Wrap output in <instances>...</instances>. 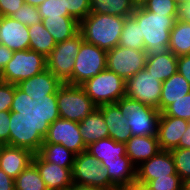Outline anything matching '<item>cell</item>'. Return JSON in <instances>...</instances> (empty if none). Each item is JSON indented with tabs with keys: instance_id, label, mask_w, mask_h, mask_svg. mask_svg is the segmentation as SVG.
<instances>
[{
	"instance_id": "6da1fadb",
	"label": "cell",
	"mask_w": 190,
	"mask_h": 190,
	"mask_svg": "<svg viewBox=\"0 0 190 190\" xmlns=\"http://www.w3.org/2000/svg\"><path fill=\"white\" fill-rule=\"evenodd\" d=\"M58 118L60 115L57 94L33 100L15 85V95L10 108V122H27L45 138L50 124Z\"/></svg>"
},
{
	"instance_id": "7a4b0ae2",
	"label": "cell",
	"mask_w": 190,
	"mask_h": 190,
	"mask_svg": "<svg viewBox=\"0 0 190 190\" xmlns=\"http://www.w3.org/2000/svg\"><path fill=\"white\" fill-rule=\"evenodd\" d=\"M86 151L106 167L110 180L118 188L124 189L136 180V166L126 155V143L109 137L90 144Z\"/></svg>"
},
{
	"instance_id": "3957f363",
	"label": "cell",
	"mask_w": 190,
	"mask_h": 190,
	"mask_svg": "<svg viewBox=\"0 0 190 190\" xmlns=\"http://www.w3.org/2000/svg\"><path fill=\"white\" fill-rule=\"evenodd\" d=\"M131 16L140 25L147 55H159L169 51L170 33L178 15H161L140 7Z\"/></svg>"
},
{
	"instance_id": "277c9868",
	"label": "cell",
	"mask_w": 190,
	"mask_h": 190,
	"mask_svg": "<svg viewBox=\"0 0 190 190\" xmlns=\"http://www.w3.org/2000/svg\"><path fill=\"white\" fill-rule=\"evenodd\" d=\"M125 19L122 16L89 13L79 22V32L85 42L108 51L119 45Z\"/></svg>"
},
{
	"instance_id": "5b68a950",
	"label": "cell",
	"mask_w": 190,
	"mask_h": 190,
	"mask_svg": "<svg viewBox=\"0 0 190 190\" xmlns=\"http://www.w3.org/2000/svg\"><path fill=\"white\" fill-rule=\"evenodd\" d=\"M126 116L132 136H157L161 112L139 101L122 97L115 103Z\"/></svg>"
},
{
	"instance_id": "8992f818",
	"label": "cell",
	"mask_w": 190,
	"mask_h": 190,
	"mask_svg": "<svg viewBox=\"0 0 190 190\" xmlns=\"http://www.w3.org/2000/svg\"><path fill=\"white\" fill-rule=\"evenodd\" d=\"M57 104L60 118L77 123L98 107L82 86L67 83H63L57 90Z\"/></svg>"
},
{
	"instance_id": "52a82bcc",
	"label": "cell",
	"mask_w": 190,
	"mask_h": 190,
	"mask_svg": "<svg viewBox=\"0 0 190 190\" xmlns=\"http://www.w3.org/2000/svg\"><path fill=\"white\" fill-rule=\"evenodd\" d=\"M47 69V58L34 50L14 51L13 57L0 73V81L17 85Z\"/></svg>"
},
{
	"instance_id": "ba28073f",
	"label": "cell",
	"mask_w": 190,
	"mask_h": 190,
	"mask_svg": "<svg viewBox=\"0 0 190 190\" xmlns=\"http://www.w3.org/2000/svg\"><path fill=\"white\" fill-rule=\"evenodd\" d=\"M126 81L107 68L81 86L97 105L114 104L125 97Z\"/></svg>"
},
{
	"instance_id": "9c48e42d",
	"label": "cell",
	"mask_w": 190,
	"mask_h": 190,
	"mask_svg": "<svg viewBox=\"0 0 190 190\" xmlns=\"http://www.w3.org/2000/svg\"><path fill=\"white\" fill-rule=\"evenodd\" d=\"M71 171L74 184L88 185L103 190H114L118 188L110 180L106 167L88 151L75 155Z\"/></svg>"
},
{
	"instance_id": "30bf717a",
	"label": "cell",
	"mask_w": 190,
	"mask_h": 190,
	"mask_svg": "<svg viewBox=\"0 0 190 190\" xmlns=\"http://www.w3.org/2000/svg\"><path fill=\"white\" fill-rule=\"evenodd\" d=\"M83 42L82 34L78 32L72 38L57 43L47 57V70L62 83L72 85V72L76 54Z\"/></svg>"
},
{
	"instance_id": "8fae6325",
	"label": "cell",
	"mask_w": 190,
	"mask_h": 190,
	"mask_svg": "<svg viewBox=\"0 0 190 190\" xmlns=\"http://www.w3.org/2000/svg\"><path fill=\"white\" fill-rule=\"evenodd\" d=\"M107 51L96 45L83 42L76 54L72 72V85H82L106 69Z\"/></svg>"
},
{
	"instance_id": "7c38bea8",
	"label": "cell",
	"mask_w": 190,
	"mask_h": 190,
	"mask_svg": "<svg viewBox=\"0 0 190 190\" xmlns=\"http://www.w3.org/2000/svg\"><path fill=\"white\" fill-rule=\"evenodd\" d=\"M147 52L123 46H116L107 51L106 68L125 81L137 72L145 69Z\"/></svg>"
},
{
	"instance_id": "4fadbf2b",
	"label": "cell",
	"mask_w": 190,
	"mask_h": 190,
	"mask_svg": "<svg viewBox=\"0 0 190 190\" xmlns=\"http://www.w3.org/2000/svg\"><path fill=\"white\" fill-rule=\"evenodd\" d=\"M162 82L146 69L126 80L125 96L159 110Z\"/></svg>"
},
{
	"instance_id": "5bb4252c",
	"label": "cell",
	"mask_w": 190,
	"mask_h": 190,
	"mask_svg": "<svg viewBox=\"0 0 190 190\" xmlns=\"http://www.w3.org/2000/svg\"><path fill=\"white\" fill-rule=\"evenodd\" d=\"M43 143L62 144L75 154L87 149L81 138L79 123L63 118H58L50 124Z\"/></svg>"
},
{
	"instance_id": "9a60e30c",
	"label": "cell",
	"mask_w": 190,
	"mask_h": 190,
	"mask_svg": "<svg viewBox=\"0 0 190 190\" xmlns=\"http://www.w3.org/2000/svg\"><path fill=\"white\" fill-rule=\"evenodd\" d=\"M168 175H178L173 156L168 150L159 151L136 167V179L142 183L147 184L151 180Z\"/></svg>"
},
{
	"instance_id": "2e32d148",
	"label": "cell",
	"mask_w": 190,
	"mask_h": 190,
	"mask_svg": "<svg viewBox=\"0 0 190 190\" xmlns=\"http://www.w3.org/2000/svg\"><path fill=\"white\" fill-rule=\"evenodd\" d=\"M32 163L37 167L47 190H67L73 184L72 168L45 162L38 154H34Z\"/></svg>"
},
{
	"instance_id": "e0dca14e",
	"label": "cell",
	"mask_w": 190,
	"mask_h": 190,
	"mask_svg": "<svg viewBox=\"0 0 190 190\" xmlns=\"http://www.w3.org/2000/svg\"><path fill=\"white\" fill-rule=\"evenodd\" d=\"M189 121L182 118L171 117L160 114L158 121L157 138L161 150H168L177 148L188 127Z\"/></svg>"
},
{
	"instance_id": "ac0fdd59",
	"label": "cell",
	"mask_w": 190,
	"mask_h": 190,
	"mask_svg": "<svg viewBox=\"0 0 190 190\" xmlns=\"http://www.w3.org/2000/svg\"><path fill=\"white\" fill-rule=\"evenodd\" d=\"M0 43L12 51L28 50V27L11 16H2L0 19Z\"/></svg>"
},
{
	"instance_id": "d6986e66",
	"label": "cell",
	"mask_w": 190,
	"mask_h": 190,
	"mask_svg": "<svg viewBox=\"0 0 190 190\" xmlns=\"http://www.w3.org/2000/svg\"><path fill=\"white\" fill-rule=\"evenodd\" d=\"M63 83L47 69L23 80L17 86L28 94L33 100L47 98V95L57 94V90Z\"/></svg>"
},
{
	"instance_id": "ffe728a7",
	"label": "cell",
	"mask_w": 190,
	"mask_h": 190,
	"mask_svg": "<svg viewBox=\"0 0 190 190\" xmlns=\"http://www.w3.org/2000/svg\"><path fill=\"white\" fill-rule=\"evenodd\" d=\"M9 146L24 148L37 154L44 137L27 122H10Z\"/></svg>"
},
{
	"instance_id": "44dd1931",
	"label": "cell",
	"mask_w": 190,
	"mask_h": 190,
	"mask_svg": "<svg viewBox=\"0 0 190 190\" xmlns=\"http://www.w3.org/2000/svg\"><path fill=\"white\" fill-rule=\"evenodd\" d=\"M34 153L30 150L4 145L0 154V169L15 179L33 160Z\"/></svg>"
},
{
	"instance_id": "7402d4cb",
	"label": "cell",
	"mask_w": 190,
	"mask_h": 190,
	"mask_svg": "<svg viewBox=\"0 0 190 190\" xmlns=\"http://www.w3.org/2000/svg\"><path fill=\"white\" fill-rule=\"evenodd\" d=\"M98 108L102 111L107 124L109 137L116 142L126 143L132 135L127 125L128 119L123 116L120 108L115 103L100 105Z\"/></svg>"
},
{
	"instance_id": "603a6c76",
	"label": "cell",
	"mask_w": 190,
	"mask_h": 190,
	"mask_svg": "<svg viewBox=\"0 0 190 190\" xmlns=\"http://www.w3.org/2000/svg\"><path fill=\"white\" fill-rule=\"evenodd\" d=\"M159 151L161 148L157 136H132L126 142V155L136 167Z\"/></svg>"
},
{
	"instance_id": "cb8c5ba5",
	"label": "cell",
	"mask_w": 190,
	"mask_h": 190,
	"mask_svg": "<svg viewBox=\"0 0 190 190\" xmlns=\"http://www.w3.org/2000/svg\"><path fill=\"white\" fill-rule=\"evenodd\" d=\"M81 138L86 147L100 139L109 138V130L102 111L97 107L88 117L79 122Z\"/></svg>"
},
{
	"instance_id": "d4e9b609",
	"label": "cell",
	"mask_w": 190,
	"mask_h": 190,
	"mask_svg": "<svg viewBox=\"0 0 190 190\" xmlns=\"http://www.w3.org/2000/svg\"><path fill=\"white\" fill-rule=\"evenodd\" d=\"M190 92V84L183 75L176 72L162 82L159 111L162 113L170 104Z\"/></svg>"
},
{
	"instance_id": "484cf974",
	"label": "cell",
	"mask_w": 190,
	"mask_h": 190,
	"mask_svg": "<svg viewBox=\"0 0 190 190\" xmlns=\"http://www.w3.org/2000/svg\"><path fill=\"white\" fill-rule=\"evenodd\" d=\"M177 56L170 50L159 55H147L145 69L164 82L177 72Z\"/></svg>"
},
{
	"instance_id": "4316f807",
	"label": "cell",
	"mask_w": 190,
	"mask_h": 190,
	"mask_svg": "<svg viewBox=\"0 0 190 190\" xmlns=\"http://www.w3.org/2000/svg\"><path fill=\"white\" fill-rule=\"evenodd\" d=\"M42 23L56 43L70 39L79 32V22L71 16L47 17L42 19Z\"/></svg>"
},
{
	"instance_id": "83f0119b",
	"label": "cell",
	"mask_w": 190,
	"mask_h": 190,
	"mask_svg": "<svg viewBox=\"0 0 190 190\" xmlns=\"http://www.w3.org/2000/svg\"><path fill=\"white\" fill-rule=\"evenodd\" d=\"M28 32L29 49L47 58L57 45L52 35L47 31L42 22L28 27Z\"/></svg>"
},
{
	"instance_id": "f1b7e54d",
	"label": "cell",
	"mask_w": 190,
	"mask_h": 190,
	"mask_svg": "<svg viewBox=\"0 0 190 190\" xmlns=\"http://www.w3.org/2000/svg\"><path fill=\"white\" fill-rule=\"evenodd\" d=\"M169 50L177 57L190 55V23L175 20L170 33Z\"/></svg>"
},
{
	"instance_id": "f546056e",
	"label": "cell",
	"mask_w": 190,
	"mask_h": 190,
	"mask_svg": "<svg viewBox=\"0 0 190 190\" xmlns=\"http://www.w3.org/2000/svg\"><path fill=\"white\" fill-rule=\"evenodd\" d=\"M45 162H51L64 168H72L75 153L62 144L43 143L37 153Z\"/></svg>"
},
{
	"instance_id": "4dcf8cb0",
	"label": "cell",
	"mask_w": 190,
	"mask_h": 190,
	"mask_svg": "<svg viewBox=\"0 0 190 190\" xmlns=\"http://www.w3.org/2000/svg\"><path fill=\"white\" fill-rule=\"evenodd\" d=\"M136 8L132 0H90V13L130 17Z\"/></svg>"
},
{
	"instance_id": "1f68e13d",
	"label": "cell",
	"mask_w": 190,
	"mask_h": 190,
	"mask_svg": "<svg viewBox=\"0 0 190 190\" xmlns=\"http://www.w3.org/2000/svg\"><path fill=\"white\" fill-rule=\"evenodd\" d=\"M119 46L136 50H145L144 38L141 36L140 25L132 17H126L122 33L119 39Z\"/></svg>"
},
{
	"instance_id": "d6a6232c",
	"label": "cell",
	"mask_w": 190,
	"mask_h": 190,
	"mask_svg": "<svg viewBox=\"0 0 190 190\" xmlns=\"http://www.w3.org/2000/svg\"><path fill=\"white\" fill-rule=\"evenodd\" d=\"M15 190H47L37 167L31 163L14 179Z\"/></svg>"
},
{
	"instance_id": "836d02e7",
	"label": "cell",
	"mask_w": 190,
	"mask_h": 190,
	"mask_svg": "<svg viewBox=\"0 0 190 190\" xmlns=\"http://www.w3.org/2000/svg\"><path fill=\"white\" fill-rule=\"evenodd\" d=\"M170 152L175 162L176 173L181 180L190 177V148H174Z\"/></svg>"
},
{
	"instance_id": "e575fe53",
	"label": "cell",
	"mask_w": 190,
	"mask_h": 190,
	"mask_svg": "<svg viewBox=\"0 0 190 190\" xmlns=\"http://www.w3.org/2000/svg\"><path fill=\"white\" fill-rule=\"evenodd\" d=\"M11 17L27 27L42 22L38 7L28 4L21 5V7L16 12H14L13 15H11Z\"/></svg>"
},
{
	"instance_id": "d590c367",
	"label": "cell",
	"mask_w": 190,
	"mask_h": 190,
	"mask_svg": "<svg viewBox=\"0 0 190 190\" xmlns=\"http://www.w3.org/2000/svg\"><path fill=\"white\" fill-rule=\"evenodd\" d=\"M163 113L167 116L182 118L190 121V92L170 104Z\"/></svg>"
},
{
	"instance_id": "8d00e7d4",
	"label": "cell",
	"mask_w": 190,
	"mask_h": 190,
	"mask_svg": "<svg viewBox=\"0 0 190 190\" xmlns=\"http://www.w3.org/2000/svg\"><path fill=\"white\" fill-rule=\"evenodd\" d=\"M143 7L147 11L161 15L179 14V6L174 0H149Z\"/></svg>"
},
{
	"instance_id": "74e56055",
	"label": "cell",
	"mask_w": 190,
	"mask_h": 190,
	"mask_svg": "<svg viewBox=\"0 0 190 190\" xmlns=\"http://www.w3.org/2000/svg\"><path fill=\"white\" fill-rule=\"evenodd\" d=\"M62 3L68 14L78 22L90 13V0H62Z\"/></svg>"
},
{
	"instance_id": "f35d334b",
	"label": "cell",
	"mask_w": 190,
	"mask_h": 190,
	"mask_svg": "<svg viewBox=\"0 0 190 190\" xmlns=\"http://www.w3.org/2000/svg\"><path fill=\"white\" fill-rule=\"evenodd\" d=\"M41 18L70 16L67 9H64L62 0H45L38 6Z\"/></svg>"
},
{
	"instance_id": "ab89813d",
	"label": "cell",
	"mask_w": 190,
	"mask_h": 190,
	"mask_svg": "<svg viewBox=\"0 0 190 190\" xmlns=\"http://www.w3.org/2000/svg\"><path fill=\"white\" fill-rule=\"evenodd\" d=\"M151 190H182V180L179 175L158 177L147 183Z\"/></svg>"
},
{
	"instance_id": "60d3db41",
	"label": "cell",
	"mask_w": 190,
	"mask_h": 190,
	"mask_svg": "<svg viewBox=\"0 0 190 190\" xmlns=\"http://www.w3.org/2000/svg\"><path fill=\"white\" fill-rule=\"evenodd\" d=\"M15 95V85L0 81V112L10 111Z\"/></svg>"
},
{
	"instance_id": "b9f144b4",
	"label": "cell",
	"mask_w": 190,
	"mask_h": 190,
	"mask_svg": "<svg viewBox=\"0 0 190 190\" xmlns=\"http://www.w3.org/2000/svg\"><path fill=\"white\" fill-rule=\"evenodd\" d=\"M10 111L0 112V142L9 145Z\"/></svg>"
},
{
	"instance_id": "7bdbcfd3",
	"label": "cell",
	"mask_w": 190,
	"mask_h": 190,
	"mask_svg": "<svg viewBox=\"0 0 190 190\" xmlns=\"http://www.w3.org/2000/svg\"><path fill=\"white\" fill-rule=\"evenodd\" d=\"M23 4L24 0H0V13L2 16H11Z\"/></svg>"
},
{
	"instance_id": "ee69618b",
	"label": "cell",
	"mask_w": 190,
	"mask_h": 190,
	"mask_svg": "<svg viewBox=\"0 0 190 190\" xmlns=\"http://www.w3.org/2000/svg\"><path fill=\"white\" fill-rule=\"evenodd\" d=\"M177 72L190 84V55H183L177 58Z\"/></svg>"
},
{
	"instance_id": "f6af8a7d",
	"label": "cell",
	"mask_w": 190,
	"mask_h": 190,
	"mask_svg": "<svg viewBox=\"0 0 190 190\" xmlns=\"http://www.w3.org/2000/svg\"><path fill=\"white\" fill-rule=\"evenodd\" d=\"M14 51L0 43V73L3 71L7 63L13 57Z\"/></svg>"
},
{
	"instance_id": "bcb514c9",
	"label": "cell",
	"mask_w": 190,
	"mask_h": 190,
	"mask_svg": "<svg viewBox=\"0 0 190 190\" xmlns=\"http://www.w3.org/2000/svg\"><path fill=\"white\" fill-rule=\"evenodd\" d=\"M0 190H15L14 179L0 169Z\"/></svg>"
},
{
	"instance_id": "7dc6e473",
	"label": "cell",
	"mask_w": 190,
	"mask_h": 190,
	"mask_svg": "<svg viewBox=\"0 0 190 190\" xmlns=\"http://www.w3.org/2000/svg\"><path fill=\"white\" fill-rule=\"evenodd\" d=\"M178 19L190 23V0L179 6Z\"/></svg>"
},
{
	"instance_id": "c3c4849f",
	"label": "cell",
	"mask_w": 190,
	"mask_h": 190,
	"mask_svg": "<svg viewBox=\"0 0 190 190\" xmlns=\"http://www.w3.org/2000/svg\"><path fill=\"white\" fill-rule=\"evenodd\" d=\"M177 148H190V121L186 131L181 136V140Z\"/></svg>"
},
{
	"instance_id": "681fc988",
	"label": "cell",
	"mask_w": 190,
	"mask_h": 190,
	"mask_svg": "<svg viewBox=\"0 0 190 190\" xmlns=\"http://www.w3.org/2000/svg\"><path fill=\"white\" fill-rule=\"evenodd\" d=\"M124 190H151V189L146 183H142L136 179L129 186L124 188Z\"/></svg>"
},
{
	"instance_id": "f907efd6",
	"label": "cell",
	"mask_w": 190,
	"mask_h": 190,
	"mask_svg": "<svg viewBox=\"0 0 190 190\" xmlns=\"http://www.w3.org/2000/svg\"><path fill=\"white\" fill-rule=\"evenodd\" d=\"M67 190H103L97 187H92L88 185L72 184Z\"/></svg>"
},
{
	"instance_id": "816d5d0a",
	"label": "cell",
	"mask_w": 190,
	"mask_h": 190,
	"mask_svg": "<svg viewBox=\"0 0 190 190\" xmlns=\"http://www.w3.org/2000/svg\"><path fill=\"white\" fill-rule=\"evenodd\" d=\"M44 1L45 0H24L25 4L32 5V6H35V7H38Z\"/></svg>"
},
{
	"instance_id": "f5cc1de1",
	"label": "cell",
	"mask_w": 190,
	"mask_h": 190,
	"mask_svg": "<svg viewBox=\"0 0 190 190\" xmlns=\"http://www.w3.org/2000/svg\"><path fill=\"white\" fill-rule=\"evenodd\" d=\"M149 0H132L135 8L143 7Z\"/></svg>"
},
{
	"instance_id": "db71d44e",
	"label": "cell",
	"mask_w": 190,
	"mask_h": 190,
	"mask_svg": "<svg viewBox=\"0 0 190 190\" xmlns=\"http://www.w3.org/2000/svg\"><path fill=\"white\" fill-rule=\"evenodd\" d=\"M182 190H190V177L182 180Z\"/></svg>"
},
{
	"instance_id": "11a10c76",
	"label": "cell",
	"mask_w": 190,
	"mask_h": 190,
	"mask_svg": "<svg viewBox=\"0 0 190 190\" xmlns=\"http://www.w3.org/2000/svg\"><path fill=\"white\" fill-rule=\"evenodd\" d=\"M188 0H174V2L178 5V6H180V5H182V4H184V3H186Z\"/></svg>"
},
{
	"instance_id": "9f6ffc18",
	"label": "cell",
	"mask_w": 190,
	"mask_h": 190,
	"mask_svg": "<svg viewBox=\"0 0 190 190\" xmlns=\"http://www.w3.org/2000/svg\"><path fill=\"white\" fill-rule=\"evenodd\" d=\"M3 147H4V144H2V143L0 142V154H1V151H2Z\"/></svg>"
},
{
	"instance_id": "6f0895ef",
	"label": "cell",
	"mask_w": 190,
	"mask_h": 190,
	"mask_svg": "<svg viewBox=\"0 0 190 190\" xmlns=\"http://www.w3.org/2000/svg\"><path fill=\"white\" fill-rule=\"evenodd\" d=\"M114 190H124L123 188H117V189H114Z\"/></svg>"
}]
</instances>
